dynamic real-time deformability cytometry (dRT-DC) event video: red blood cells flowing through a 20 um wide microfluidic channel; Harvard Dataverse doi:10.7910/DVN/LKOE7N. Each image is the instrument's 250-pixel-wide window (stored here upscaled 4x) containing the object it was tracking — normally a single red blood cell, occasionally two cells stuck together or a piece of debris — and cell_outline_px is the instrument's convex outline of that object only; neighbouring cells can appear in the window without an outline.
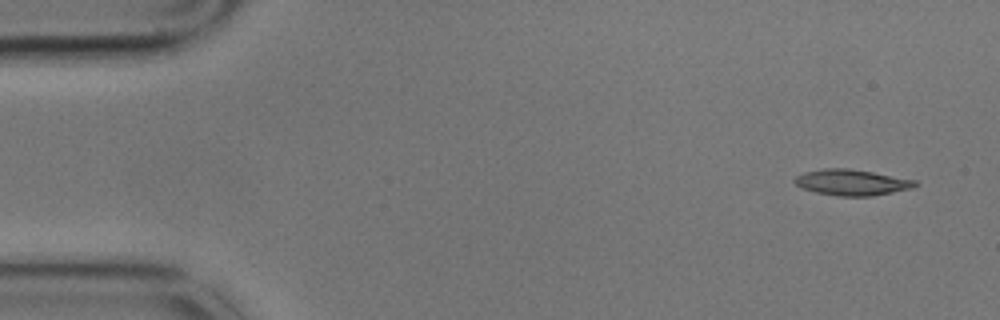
{"species": "common noctule bat (a hibernating species)", "species_latin": "Nyctalus noctula", "temperature_condition": "cold", "stored_images_in_passage": 4, "camera_frame_rate_fps": 3000, "um_per_image_px": 0.085, "animal": {"sex": "male", "body_mass_g": 17.9}, "frame": {"image": 1, "passage_image": 1, "time_ms": 0.0, "image_size_px": [1000, 320], "cell_outline_px": [[920, 184], [912, 188], [872, 196], [836, 196], [816, 192], [800, 188], [792, 180], [796, 176], [804, 172], [824, 168], [848, 168], [872, 172], [916, 180]], "centroid_in_image_um": [72.38, 15.5], "position_along_channel_um": 12.6, "area_um2": 18.26}}
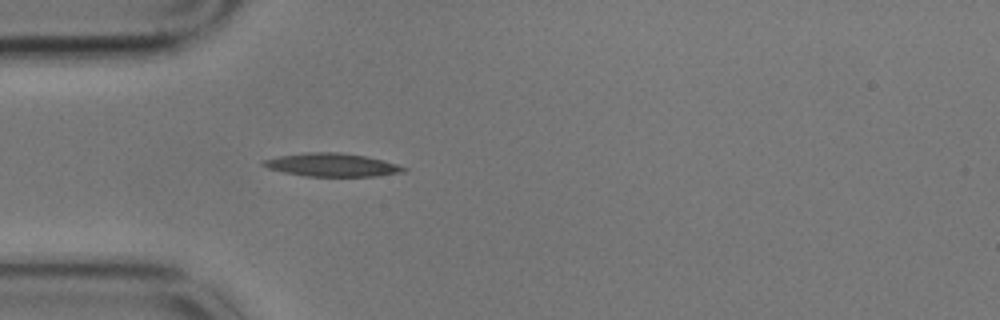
{"frame": {"image": 2, "passage_image": 4, "time_ms": 1.0, "image_size_px": [1000, 320], "cell_outline_px": [[408, 168], [404, 172], [380, 176], [304, 176], [284, 172], [268, 168], [260, 164], [260, 160], [280, 156], [308, 152], [340, 152], [364, 156], [384, 160]], "centroid_in_image_um": [28.21, 14.02], "position_along_channel_um": 56.8, "area_um2": 19.02}}